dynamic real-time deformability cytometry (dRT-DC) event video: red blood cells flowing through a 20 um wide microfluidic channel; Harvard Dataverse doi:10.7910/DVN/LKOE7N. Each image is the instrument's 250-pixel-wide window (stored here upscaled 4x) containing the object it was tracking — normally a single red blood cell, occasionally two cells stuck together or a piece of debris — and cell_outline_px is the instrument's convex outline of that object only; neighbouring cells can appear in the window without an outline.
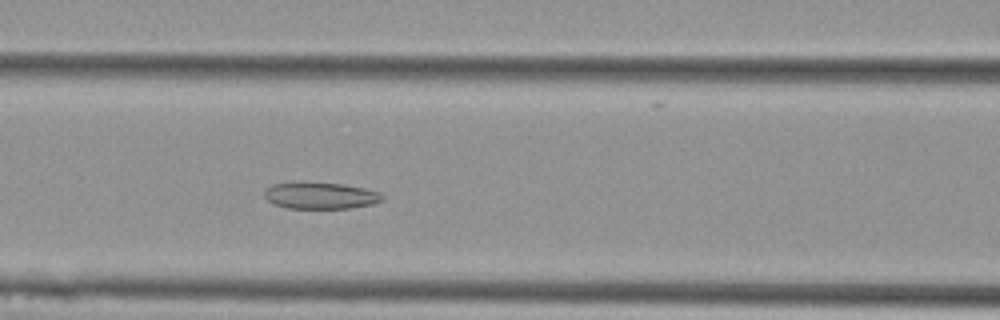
{"species": "Egyptian fruit bat (a non-hibernating species)", "species_latin": "Rousettus aegyptiacus", "temperature_condition": "cold", "stored_images_in_passage": 45, "camera_frame_rate_fps": 3000, "um_per_image_px": 0.085, "animal": {"sex": "female"}, "frame": {"image": 1, "passage_image": 14, "time_ms": 4.333, "image_size_px": [1000, 320], "cell_outline_px": [[384, 200], [372, 204], [348, 208], [288, 208], [272, 204], [264, 196], [264, 188], [272, 184], [296, 180], [304, 180], [344, 184], [364, 188], [380, 192], [384, 196]], "centroid_in_image_um": [27.18, 16.58], "position_along_channel_um": 139.4, "area_um2": 19.02}}
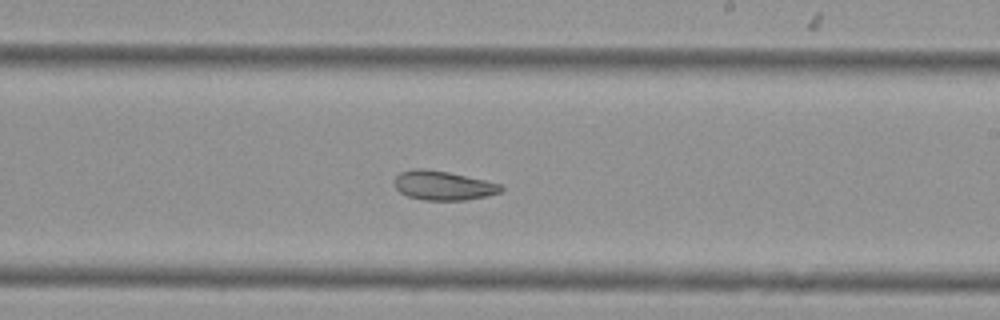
{"frame": {"image": 2, "passage_image": 23, "time_ms": 7.333, "image_size_px": [1000, 320], "cell_outline_px": [[504, 188], [500, 192], [484, 196], [464, 200], [424, 200], [408, 196], [400, 192], [396, 188], [396, 176], [400, 172], [412, 168], [424, 168], [448, 172], [484, 180], [500, 184]], "centroid_in_image_um": [37.64, 15.76], "position_along_channel_um": 251.4, "area_um2": 17.92}}
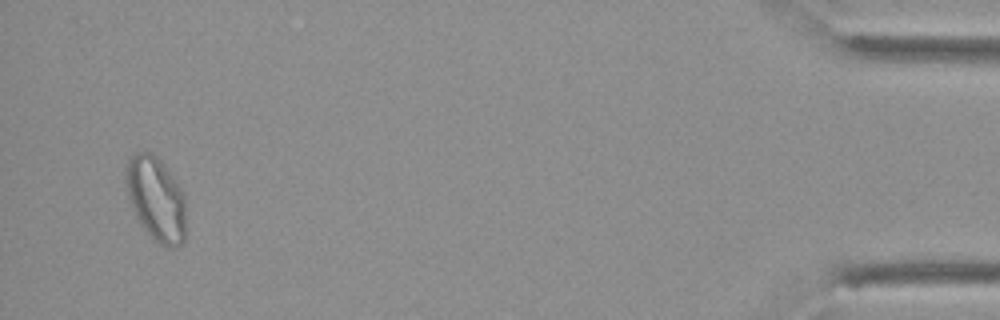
{"frame": {"image": 3, "passage_image": 43, "time_ms": 14.0, "image_size_px": [1000, 320], "cell_outline_px": [[184, 240], [176, 248], [168, 248], [160, 244], [140, 224], [136, 216], [128, 196], [124, 180], [124, 168], [128, 156], [136, 152], [148, 152], [156, 156], [164, 164], [176, 180], [184, 192]], "centroid_in_image_um": [13.23, 16.85], "position_along_channel_um": 422.0, "area_um2": 29.59}, "authors_computed_cell_mechanics": {"area_um2": 20.9236, "velocity_mm_per_s": 3.7625, "shape_relaxation_time_tau1_ms": null, "shape_relaxation_time_tau2_ms": 4.545, "deformation_change_tau1": null, "deformation_change_tau2": 0.1147}}